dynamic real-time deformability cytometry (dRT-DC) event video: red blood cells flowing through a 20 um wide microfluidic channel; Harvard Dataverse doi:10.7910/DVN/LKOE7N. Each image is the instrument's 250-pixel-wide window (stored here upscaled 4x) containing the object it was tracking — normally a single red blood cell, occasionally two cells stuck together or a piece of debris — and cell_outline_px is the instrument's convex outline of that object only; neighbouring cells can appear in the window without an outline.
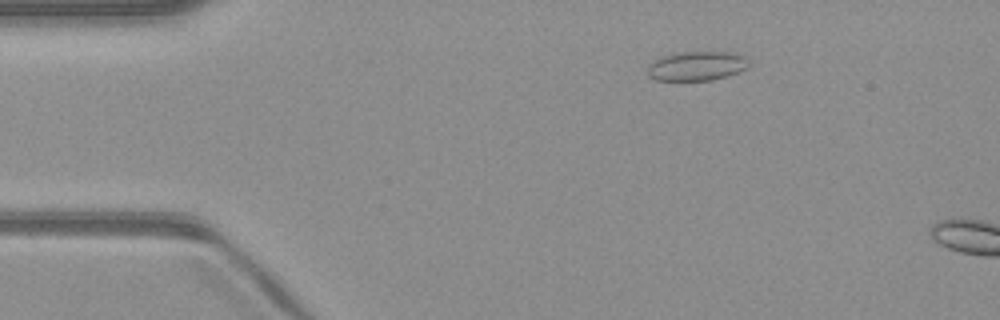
{"species": "common noctule bat (a hibernating species)", "species_latin": "Nyctalus noctula", "temperature_condition": "warm", "stored_images_in_passage": 12, "camera_frame_rate_fps": 3000, "um_per_image_px": 0.085, "animal": {"sex": "male", "body_mass_g": 23.1, "forearm_length_mm": 52.7}, "frame": {"image": 1, "passage_image": 9, "time_ms": 2.667, "image_size_px": [1000, 320], "cell_outline_px": [[752, 64], [748, 68], [728, 76], [712, 80], [656, 80], [648, 76], [648, 64], [652, 60], [660, 56], [676, 52], [736, 52], [744, 56]], "centroid_in_image_um": [59.24, 5.59], "position_along_channel_um": 25.8, "area_um2": 17.69}}